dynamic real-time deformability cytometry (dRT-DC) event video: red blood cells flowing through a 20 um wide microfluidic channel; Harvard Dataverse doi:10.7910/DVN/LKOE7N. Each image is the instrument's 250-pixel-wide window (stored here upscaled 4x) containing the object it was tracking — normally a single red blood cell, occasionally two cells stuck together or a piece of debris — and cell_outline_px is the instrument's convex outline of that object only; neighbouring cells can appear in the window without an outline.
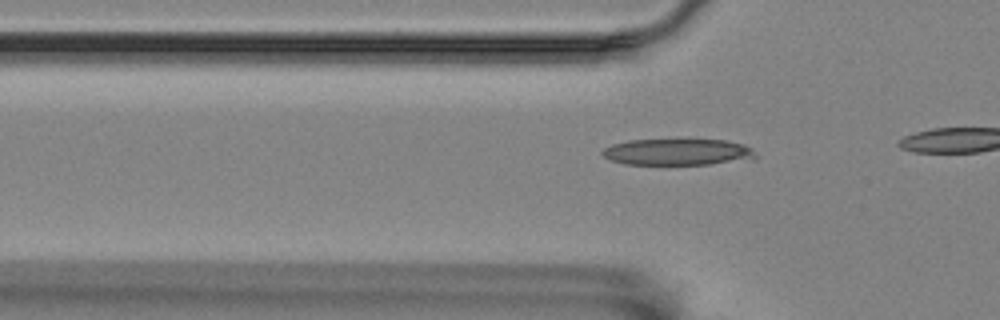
{"species": "Egyptian fruit bat (a non-hibernating species)", "species_latin": "Rousettus aegyptiacus", "temperature_condition": "room temperature", "stored_images_in_passage": 9, "camera_frame_rate_fps": 3000, "um_per_image_px": 0.085, "animal": {"sex": "female"}, "frame": {"image": 1, "passage_image": 8, "time_ms": 2.333, "image_size_px": [1000, 320], "cell_outline_px": [[756, 160], [708, 164], [624, 164], [612, 160], [604, 156], [600, 152], [604, 148], [612, 144], [628, 140], [724, 140], [744, 144], [752, 148], [756, 156]], "centroid_in_image_um": [57.65, 12.92], "position_along_channel_um": 68.1, "area_um2": 23.7}}